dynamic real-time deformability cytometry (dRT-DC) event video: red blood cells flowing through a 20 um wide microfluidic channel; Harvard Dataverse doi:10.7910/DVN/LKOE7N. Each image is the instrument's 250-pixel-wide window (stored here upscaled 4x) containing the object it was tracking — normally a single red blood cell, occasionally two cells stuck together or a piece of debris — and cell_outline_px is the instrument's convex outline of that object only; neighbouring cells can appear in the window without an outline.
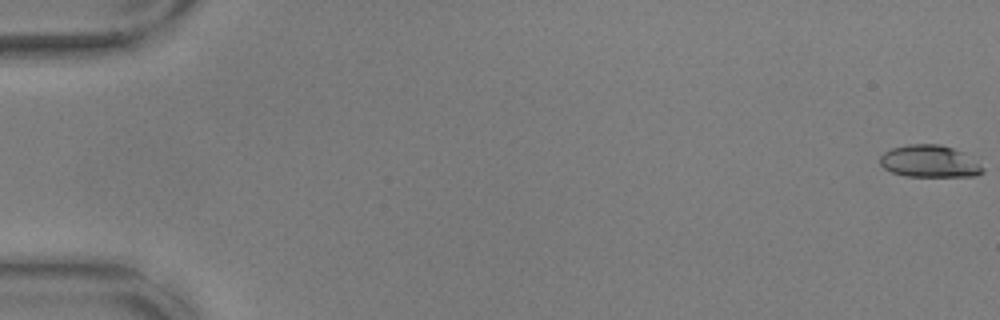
{"species": "common noctule bat (a hibernating species)", "species_latin": "Nyctalus noctula", "temperature_condition": "warm", "stored_images_in_passage": 57, "camera_frame_rate_fps": 3000, "um_per_image_px": 0.085, "animal": {"sex": "male", "body_mass_g": 17.9, "forearm_length_mm": 54.2}, "frame": {"image": 1, "passage_image": 1, "time_ms": 0.0, "image_size_px": [1000, 320], "cell_outline_px": [[984, 172], [976, 176], [904, 176], [892, 172], [884, 168], [880, 164], [880, 156], [884, 152], [892, 148], [908, 144], [940, 144], [952, 148], [960, 152], [980, 164], [984, 168]], "centroid_in_image_um": [78.98, 13.72], "position_along_channel_um": 6.0, "area_um2": 19.07}}
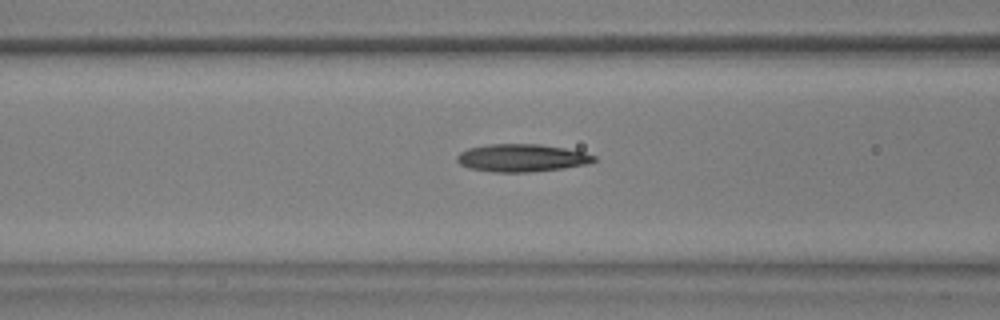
{"frame": {"image": 2, "passage_image": 24, "time_ms": 7.667, "image_size_px": [1000, 320], "cell_outline_px": [[596, 160], [588, 164], [564, 168], [528, 172], [492, 172], [468, 168], [460, 164], [456, 160], [456, 156], [460, 152], [468, 148], [488, 144], [540, 144], [564, 148], [584, 152], [596, 156]], "centroid_in_image_um": [44.33, 13.42], "position_along_channel_um": 122.3, "area_um2": 22.2}}
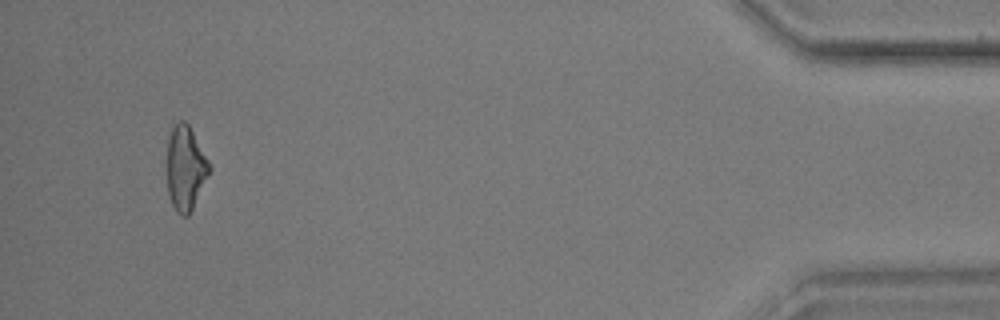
{"frame": {"image": 3, "passage_image": 54, "time_ms": 17.667, "image_size_px": [1000, 320], "cell_outline_px": [[212, 168], [188, 216], [180, 216], [176, 212], [168, 196], [168, 140], [172, 128], [180, 120], [184, 120], [188, 124], [208, 160]], "centroid_in_image_um": [15.77, 14.31], "position_along_channel_um": 419.4, "area_um2": 20.46}, "authors_computed_cell_mechanics": {"area_um2": 21.0392, "velocity_mm_per_s": 3.6514, "shape_relaxation_time_tau1_ms": 6.1807, "shape_relaxation_time_tau2_ms": 2.9959, "deformation_change_tau1": 0.1644, "deformation_change_tau2": 0.133}}